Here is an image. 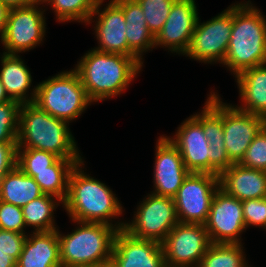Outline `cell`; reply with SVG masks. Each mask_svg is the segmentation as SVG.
Masks as SVG:
<instances>
[{
  "mask_svg": "<svg viewBox=\"0 0 266 267\" xmlns=\"http://www.w3.org/2000/svg\"><path fill=\"white\" fill-rule=\"evenodd\" d=\"M246 229L249 226L266 229V197L242 201Z\"/></svg>",
  "mask_w": 266,
  "mask_h": 267,
  "instance_id": "e575fe53",
  "label": "cell"
},
{
  "mask_svg": "<svg viewBox=\"0 0 266 267\" xmlns=\"http://www.w3.org/2000/svg\"><path fill=\"white\" fill-rule=\"evenodd\" d=\"M243 249V244L212 243L198 267H251Z\"/></svg>",
  "mask_w": 266,
  "mask_h": 267,
  "instance_id": "83f0119b",
  "label": "cell"
},
{
  "mask_svg": "<svg viewBox=\"0 0 266 267\" xmlns=\"http://www.w3.org/2000/svg\"><path fill=\"white\" fill-rule=\"evenodd\" d=\"M141 5L149 31L154 35L162 30L176 0H137Z\"/></svg>",
  "mask_w": 266,
  "mask_h": 267,
  "instance_id": "4dcf8cb0",
  "label": "cell"
},
{
  "mask_svg": "<svg viewBox=\"0 0 266 267\" xmlns=\"http://www.w3.org/2000/svg\"><path fill=\"white\" fill-rule=\"evenodd\" d=\"M63 202L55 196L43 194L22 207L26 227H33V232L57 230L54 211Z\"/></svg>",
  "mask_w": 266,
  "mask_h": 267,
  "instance_id": "484cf974",
  "label": "cell"
},
{
  "mask_svg": "<svg viewBox=\"0 0 266 267\" xmlns=\"http://www.w3.org/2000/svg\"><path fill=\"white\" fill-rule=\"evenodd\" d=\"M222 123L229 160L239 163L255 136L264 128V117L222 102Z\"/></svg>",
  "mask_w": 266,
  "mask_h": 267,
  "instance_id": "4fadbf2b",
  "label": "cell"
},
{
  "mask_svg": "<svg viewBox=\"0 0 266 267\" xmlns=\"http://www.w3.org/2000/svg\"><path fill=\"white\" fill-rule=\"evenodd\" d=\"M9 101H12V100L9 98L8 94L6 93L4 85L1 83V80H0V103H6Z\"/></svg>",
  "mask_w": 266,
  "mask_h": 267,
  "instance_id": "b9f144b4",
  "label": "cell"
},
{
  "mask_svg": "<svg viewBox=\"0 0 266 267\" xmlns=\"http://www.w3.org/2000/svg\"><path fill=\"white\" fill-rule=\"evenodd\" d=\"M177 223L174 198L151 193L139 203L133 220L125 221L123 230L135 238L162 243Z\"/></svg>",
  "mask_w": 266,
  "mask_h": 267,
  "instance_id": "52a82bcc",
  "label": "cell"
},
{
  "mask_svg": "<svg viewBox=\"0 0 266 267\" xmlns=\"http://www.w3.org/2000/svg\"><path fill=\"white\" fill-rule=\"evenodd\" d=\"M264 129L266 130V117L264 118Z\"/></svg>",
  "mask_w": 266,
  "mask_h": 267,
  "instance_id": "f6af8a7d",
  "label": "cell"
},
{
  "mask_svg": "<svg viewBox=\"0 0 266 267\" xmlns=\"http://www.w3.org/2000/svg\"><path fill=\"white\" fill-rule=\"evenodd\" d=\"M239 164L266 171V130L264 128L255 136Z\"/></svg>",
  "mask_w": 266,
  "mask_h": 267,
  "instance_id": "d6a6232c",
  "label": "cell"
},
{
  "mask_svg": "<svg viewBox=\"0 0 266 267\" xmlns=\"http://www.w3.org/2000/svg\"><path fill=\"white\" fill-rule=\"evenodd\" d=\"M22 207L0 200V229L26 233Z\"/></svg>",
  "mask_w": 266,
  "mask_h": 267,
  "instance_id": "836d02e7",
  "label": "cell"
},
{
  "mask_svg": "<svg viewBox=\"0 0 266 267\" xmlns=\"http://www.w3.org/2000/svg\"><path fill=\"white\" fill-rule=\"evenodd\" d=\"M0 59V80L9 98L20 104L33 103L36 97V86L30 89L33 80L24 60L20 55L5 53H2ZM29 89L32 90L30 94H28Z\"/></svg>",
  "mask_w": 266,
  "mask_h": 267,
  "instance_id": "7402d4cb",
  "label": "cell"
},
{
  "mask_svg": "<svg viewBox=\"0 0 266 267\" xmlns=\"http://www.w3.org/2000/svg\"><path fill=\"white\" fill-rule=\"evenodd\" d=\"M239 88L240 111L266 117V64L248 68L235 76Z\"/></svg>",
  "mask_w": 266,
  "mask_h": 267,
  "instance_id": "603a6c76",
  "label": "cell"
},
{
  "mask_svg": "<svg viewBox=\"0 0 266 267\" xmlns=\"http://www.w3.org/2000/svg\"><path fill=\"white\" fill-rule=\"evenodd\" d=\"M205 227L212 243L242 244L241 233L246 231L242 201L219 188L213 197Z\"/></svg>",
  "mask_w": 266,
  "mask_h": 267,
  "instance_id": "7c38bea8",
  "label": "cell"
},
{
  "mask_svg": "<svg viewBox=\"0 0 266 267\" xmlns=\"http://www.w3.org/2000/svg\"><path fill=\"white\" fill-rule=\"evenodd\" d=\"M17 148L48 151L63 159H83L69 123L51 116L34 103L20 106Z\"/></svg>",
  "mask_w": 266,
  "mask_h": 267,
  "instance_id": "277c9868",
  "label": "cell"
},
{
  "mask_svg": "<svg viewBox=\"0 0 266 267\" xmlns=\"http://www.w3.org/2000/svg\"><path fill=\"white\" fill-rule=\"evenodd\" d=\"M33 103L51 116L71 123L93 102L89 99L79 74L72 69L39 82Z\"/></svg>",
  "mask_w": 266,
  "mask_h": 267,
  "instance_id": "8992f818",
  "label": "cell"
},
{
  "mask_svg": "<svg viewBox=\"0 0 266 267\" xmlns=\"http://www.w3.org/2000/svg\"><path fill=\"white\" fill-rule=\"evenodd\" d=\"M195 0H176L162 30L155 37V48L163 47L176 54L187 52L198 20Z\"/></svg>",
  "mask_w": 266,
  "mask_h": 267,
  "instance_id": "5bb4252c",
  "label": "cell"
},
{
  "mask_svg": "<svg viewBox=\"0 0 266 267\" xmlns=\"http://www.w3.org/2000/svg\"><path fill=\"white\" fill-rule=\"evenodd\" d=\"M27 234L16 267H62L57 230Z\"/></svg>",
  "mask_w": 266,
  "mask_h": 267,
  "instance_id": "ffe728a7",
  "label": "cell"
},
{
  "mask_svg": "<svg viewBox=\"0 0 266 267\" xmlns=\"http://www.w3.org/2000/svg\"><path fill=\"white\" fill-rule=\"evenodd\" d=\"M20 106L14 100L0 103V143H17Z\"/></svg>",
  "mask_w": 266,
  "mask_h": 267,
  "instance_id": "1f68e13d",
  "label": "cell"
},
{
  "mask_svg": "<svg viewBox=\"0 0 266 267\" xmlns=\"http://www.w3.org/2000/svg\"><path fill=\"white\" fill-rule=\"evenodd\" d=\"M26 237V233L0 229V247L17 261L22 252Z\"/></svg>",
  "mask_w": 266,
  "mask_h": 267,
  "instance_id": "d590c367",
  "label": "cell"
},
{
  "mask_svg": "<svg viewBox=\"0 0 266 267\" xmlns=\"http://www.w3.org/2000/svg\"><path fill=\"white\" fill-rule=\"evenodd\" d=\"M99 0H49L58 22L77 21L88 24Z\"/></svg>",
  "mask_w": 266,
  "mask_h": 267,
  "instance_id": "f1b7e54d",
  "label": "cell"
},
{
  "mask_svg": "<svg viewBox=\"0 0 266 267\" xmlns=\"http://www.w3.org/2000/svg\"><path fill=\"white\" fill-rule=\"evenodd\" d=\"M97 267H115L112 262H109V263H106V264H103V265H99Z\"/></svg>",
  "mask_w": 266,
  "mask_h": 267,
  "instance_id": "ee69618b",
  "label": "cell"
},
{
  "mask_svg": "<svg viewBox=\"0 0 266 267\" xmlns=\"http://www.w3.org/2000/svg\"><path fill=\"white\" fill-rule=\"evenodd\" d=\"M49 2V0H33V5L34 4H40V5H42V4H46V3H48Z\"/></svg>",
  "mask_w": 266,
  "mask_h": 267,
  "instance_id": "7bdbcfd3",
  "label": "cell"
},
{
  "mask_svg": "<svg viewBox=\"0 0 266 267\" xmlns=\"http://www.w3.org/2000/svg\"><path fill=\"white\" fill-rule=\"evenodd\" d=\"M111 262L115 267H165L161 243L135 238L123 229L115 234Z\"/></svg>",
  "mask_w": 266,
  "mask_h": 267,
  "instance_id": "e0dca14e",
  "label": "cell"
},
{
  "mask_svg": "<svg viewBox=\"0 0 266 267\" xmlns=\"http://www.w3.org/2000/svg\"><path fill=\"white\" fill-rule=\"evenodd\" d=\"M219 188V176L189 173L174 197L179 223L205 224Z\"/></svg>",
  "mask_w": 266,
  "mask_h": 267,
  "instance_id": "30bf717a",
  "label": "cell"
},
{
  "mask_svg": "<svg viewBox=\"0 0 266 267\" xmlns=\"http://www.w3.org/2000/svg\"><path fill=\"white\" fill-rule=\"evenodd\" d=\"M103 2L104 0L97 2L96 8L88 21V24H90L95 22L96 19L94 33L98 40V46L93 49L104 53L128 56V42L125 35L127 23L123 10L113 0H110L102 11L100 7ZM96 15L97 17H95Z\"/></svg>",
  "mask_w": 266,
  "mask_h": 267,
  "instance_id": "2e32d148",
  "label": "cell"
},
{
  "mask_svg": "<svg viewBox=\"0 0 266 267\" xmlns=\"http://www.w3.org/2000/svg\"><path fill=\"white\" fill-rule=\"evenodd\" d=\"M82 161L84 160L59 158L49 166V170L35 171L34 180L44 194L55 196L64 202L68 194L70 174Z\"/></svg>",
  "mask_w": 266,
  "mask_h": 267,
  "instance_id": "d4e9b609",
  "label": "cell"
},
{
  "mask_svg": "<svg viewBox=\"0 0 266 267\" xmlns=\"http://www.w3.org/2000/svg\"><path fill=\"white\" fill-rule=\"evenodd\" d=\"M124 13L128 56L144 63L143 53L155 48V37L149 31L141 5L137 0H113Z\"/></svg>",
  "mask_w": 266,
  "mask_h": 267,
  "instance_id": "44dd1931",
  "label": "cell"
},
{
  "mask_svg": "<svg viewBox=\"0 0 266 267\" xmlns=\"http://www.w3.org/2000/svg\"><path fill=\"white\" fill-rule=\"evenodd\" d=\"M166 137L179 150L190 173L210 174L209 142L202 125L192 115L179 125L174 137Z\"/></svg>",
  "mask_w": 266,
  "mask_h": 267,
  "instance_id": "ac0fdd59",
  "label": "cell"
},
{
  "mask_svg": "<svg viewBox=\"0 0 266 267\" xmlns=\"http://www.w3.org/2000/svg\"><path fill=\"white\" fill-rule=\"evenodd\" d=\"M60 157L52 152L32 148H17V167L35 177V171L49 170Z\"/></svg>",
  "mask_w": 266,
  "mask_h": 267,
  "instance_id": "f546056e",
  "label": "cell"
},
{
  "mask_svg": "<svg viewBox=\"0 0 266 267\" xmlns=\"http://www.w3.org/2000/svg\"><path fill=\"white\" fill-rule=\"evenodd\" d=\"M161 244L165 267H198L212 242L205 224L177 223Z\"/></svg>",
  "mask_w": 266,
  "mask_h": 267,
  "instance_id": "8fae6325",
  "label": "cell"
},
{
  "mask_svg": "<svg viewBox=\"0 0 266 267\" xmlns=\"http://www.w3.org/2000/svg\"><path fill=\"white\" fill-rule=\"evenodd\" d=\"M233 26V4L210 20L201 23L198 17L187 52L190 59L222 64L227 54Z\"/></svg>",
  "mask_w": 266,
  "mask_h": 267,
  "instance_id": "ba28073f",
  "label": "cell"
},
{
  "mask_svg": "<svg viewBox=\"0 0 266 267\" xmlns=\"http://www.w3.org/2000/svg\"><path fill=\"white\" fill-rule=\"evenodd\" d=\"M9 10L10 9L5 4L0 2V38L5 31Z\"/></svg>",
  "mask_w": 266,
  "mask_h": 267,
  "instance_id": "60d3db41",
  "label": "cell"
},
{
  "mask_svg": "<svg viewBox=\"0 0 266 267\" xmlns=\"http://www.w3.org/2000/svg\"><path fill=\"white\" fill-rule=\"evenodd\" d=\"M17 166V143H0V181Z\"/></svg>",
  "mask_w": 266,
  "mask_h": 267,
  "instance_id": "8d00e7d4",
  "label": "cell"
},
{
  "mask_svg": "<svg viewBox=\"0 0 266 267\" xmlns=\"http://www.w3.org/2000/svg\"><path fill=\"white\" fill-rule=\"evenodd\" d=\"M217 92L211 91L201 113L192 115L203 128L209 146H225L222 123V100Z\"/></svg>",
  "mask_w": 266,
  "mask_h": 267,
  "instance_id": "4316f807",
  "label": "cell"
},
{
  "mask_svg": "<svg viewBox=\"0 0 266 267\" xmlns=\"http://www.w3.org/2000/svg\"><path fill=\"white\" fill-rule=\"evenodd\" d=\"M67 235L57 236L62 267H97L111 262L117 229L105 223L78 222Z\"/></svg>",
  "mask_w": 266,
  "mask_h": 267,
  "instance_id": "5b68a950",
  "label": "cell"
},
{
  "mask_svg": "<svg viewBox=\"0 0 266 267\" xmlns=\"http://www.w3.org/2000/svg\"><path fill=\"white\" fill-rule=\"evenodd\" d=\"M43 194L34 178L17 166L0 181V200L15 206L23 207Z\"/></svg>",
  "mask_w": 266,
  "mask_h": 267,
  "instance_id": "cb8c5ba5",
  "label": "cell"
},
{
  "mask_svg": "<svg viewBox=\"0 0 266 267\" xmlns=\"http://www.w3.org/2000/svg\"><path fill=\"white\" fill-rule=\"evenodd\" d=\"M0 267H16V260L0 247Z\"/></svg>",
  "mask_w": 266,
  "mask_h": 267,
  "instance_id": "f35d334b",
  "label": "cell"
},
{
  "mask_svg": "<svg viewBox=\"0 0 266 267\" xmlns=\"http://www.w3.org/2000/svg\"><path fill=\"white\" fill-rule=\"evenodd\" d=\"M34 4L11 8L5 31L0 38L5 54H19L33 50L43 42L46 35L45 9ZM39 7V8H38Z\"/></svg>",
  "mask_w": 266,
  "mask_h": 267,
  "instance_id": "9c48e42d",
  "label": "cell"
},
{
  "mask_svg": "<svg viewBox=\"0 0 266 267\" xmlns=\"http://www.w3.org/2000/svg\"><path fill=\"white\" fill-rule=\"evenodd\" d=\"M219 186L240 201L266 197V171L233 163L219 175Z\"/></svg>",
  "mask_w": 266,
  "mask_h": 267,
  "instance_id": "d6986e66",
  "label": "cell"
},
{
  "mask_svg": "<svg viewBox=\"0 0 266 267\" xmlns=\"http://www.w3.org/2000/svg\"><path fill=\"white\" fill-rule=\"evenodd\" d=\"M210 174L219 176L233 163L229 160L225 146H209Z\"/></svg>",
  "mask_w": 266,
  "mask_h": 267,
  "instance_id": "74e56055",
  "label": "cell"
},
{
  "mask_svg": "<svg viewBox=\"0 0 266 267\" xmlns=\"http://www.w3.org/2000/svg\"><path fill=\"white\" fill-rule=\"evenodd\" d=\"M154 190L150 193L174 198L189 175L179 150L166 135L159 136L155 146Z\"/></svg>",
  "mask_w": 266,
  "mask_h": 267,
  "instance_id": "9a60e30c",
  "label": "cell"
},
{
  "mask_svg": "<svg viewBox=\"0 0 266 267\" xmlns=\"http://www.w3.org/2000/svg\"><path fill=\"white\" fill-rule=\"evenodd\" d=\"M82 169H84V161L72 170L68 194L62 204L70 220L105 223L114 226L117 230H122L125 222L112 220L119 218L124 211L116 194L105 183L89 176ZM113 222L116 223L113 224Z\"/></svg>",
  "mask_w": 266,
  "mask_h": 267,
  "instance_id": "6da1fadb",
  "label": "cell"
},
{
  "mask_svg": "<svg viewBox=\"0 0 266 267\" xmlns=\"http://www.w3.org/2000/svg\"><path fill=\"white\" fill-rule=\"evenodd\" d=\"M250 0L233 4V26L223 61L234 77L266 64V16Z\"/></svg>",
  "mask_w": 266,
  "mask_h": 267,
  "instance_id": "3957f363",
  "label": "cell"
},
{
  "mask_svg": "<svg viewBox=\"0 0 266 267\" xmlns=\"http://www.w3.org/2000/svg\"><path fill=\"white\" fill-rule=\"evenodd\" d=\"M0 2L5 4L9 9L33 5V0H0Z\"/></svg>",
  "mask_w": 266,
  "mask_h": 267,
  "instance_id": "ab89813d",
  "label": "cell"
},
{
  "mask_svg": "<svg viewBox=\"0 0 266 267\" xmlns=\"http://www.w3.org/2000/svg\"><path fill=\"white\" fill-rule=\"evenodd\" d=\"M137 58L122 54L89 50L75 66L82 85L92 102L121 95L142 70Z\"/></svg>",
  "mask_w": 266,
  "mask_h": 267,
  "instance_id": "7a4b0ae2",
  "label": "cell"
}]
</instances>
